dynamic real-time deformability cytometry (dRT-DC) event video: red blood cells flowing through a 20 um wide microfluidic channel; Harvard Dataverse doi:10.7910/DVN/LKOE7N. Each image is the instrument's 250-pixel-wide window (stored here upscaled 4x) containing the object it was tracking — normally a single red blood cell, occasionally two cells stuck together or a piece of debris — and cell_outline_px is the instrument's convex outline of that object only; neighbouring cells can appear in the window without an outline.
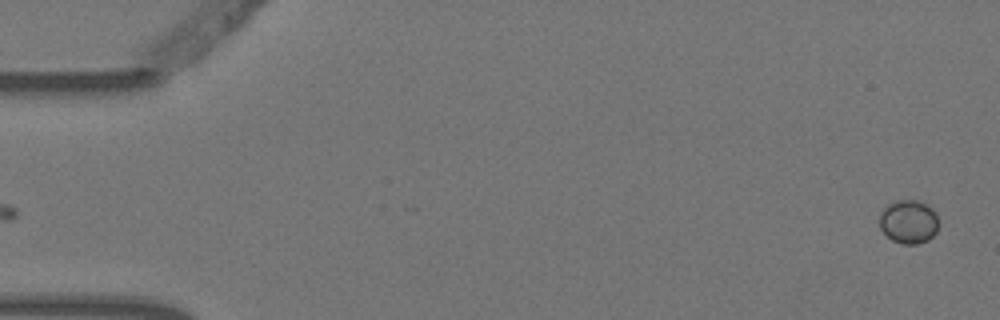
{"species": "Egyptian fruit bat (a non-hibernating species)", "species_latin": "Rousettus aegyptiacus", "temperature_condition": "warm", "stored_images_in_passage": 2, "camera_frame_rate_fps": 3000, "um_per_image_px": 0.085, "animal": {"sex": "female"}, "frame": {"image": 1, "passage_image": 2, "time_ms": 0.333, "image_size_px": [1000, 320], "cell_outline_px": [[936, 232], [928, 240], [916, 244], [904, 244], [892, 240], [880, 228], [880, 212], [888, 204], [896, 200], [920, 200], [928, 204], [936, 212]], "centroid_in_image_um": [77.23, 18.82], "position_along_channel_um": 7.8, "area_um2": 14.97}}